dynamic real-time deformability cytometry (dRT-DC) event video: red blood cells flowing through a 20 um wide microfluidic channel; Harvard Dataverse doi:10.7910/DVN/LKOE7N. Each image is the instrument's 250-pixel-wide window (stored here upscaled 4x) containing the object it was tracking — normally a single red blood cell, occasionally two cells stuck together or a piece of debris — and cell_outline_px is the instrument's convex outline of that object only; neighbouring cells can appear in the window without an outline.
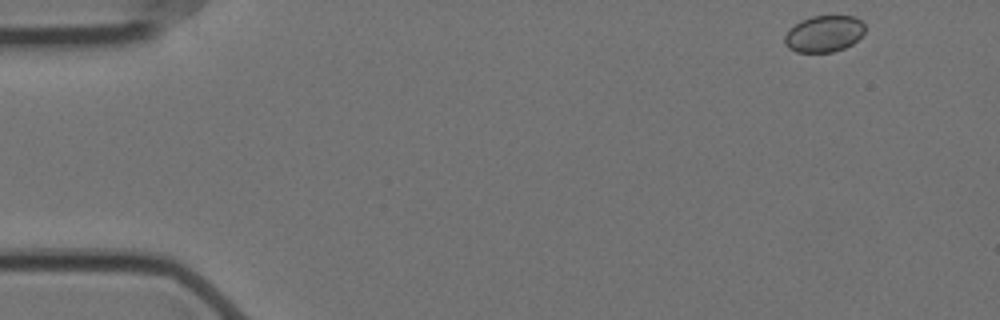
{"species": "Egyptian fruit bat (a non-hibernating species)", "species_latin": "Rousettus aegyptiacus", "temperature_condition": "cold", "stored_images_in_passage": 16, "camera_frame_rate_fps": 3000, "um_per_image_px": 0.085, "animal": {"sex": "female"}, "frame": {"image": 1, "passage_image": 1, "time_ms": 0.0, "image_size_px": [1000, 320], "cell_outline_px": [[864, 32], [852, 44], [844, 48], [832, 52], [796, 52], [788, 48], [784, 44], [784, 36], [800, 20], [812, 16], [856, 16], [864, 24]], "centroid_in_image_um": [70.03, 2.87], "position_along_channel_um": 15.0, "area_um2": 16.99}}
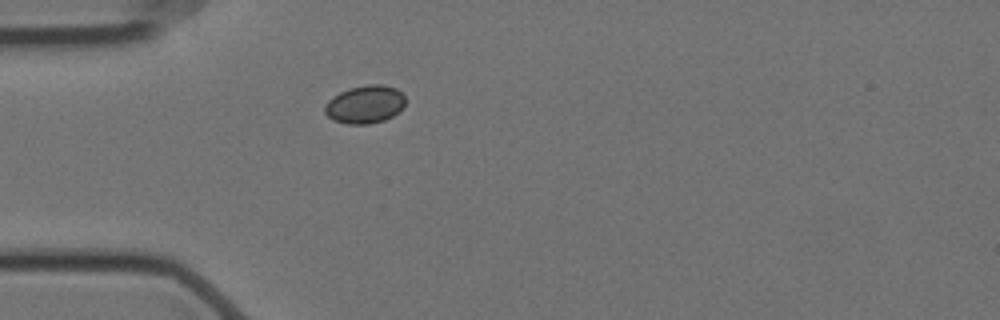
{"frame": {"image": 2, "passage_image": 13, "time_ms": 4.0, "image_size_px": [1000, 320], "cell_outline_px": [[404, 104], [392, 116], [384, 120], [368, 124], [348, 124], [332, 120], [324, 112], [324, 104], [332, 96], [348, 88], [368, 84], [380, 84], [396, 88], [404, 96]], "centroid_in_image_um": [30.97, 8.87], "position_along_channel_um": 54.0, "area_um2": 17.8}}